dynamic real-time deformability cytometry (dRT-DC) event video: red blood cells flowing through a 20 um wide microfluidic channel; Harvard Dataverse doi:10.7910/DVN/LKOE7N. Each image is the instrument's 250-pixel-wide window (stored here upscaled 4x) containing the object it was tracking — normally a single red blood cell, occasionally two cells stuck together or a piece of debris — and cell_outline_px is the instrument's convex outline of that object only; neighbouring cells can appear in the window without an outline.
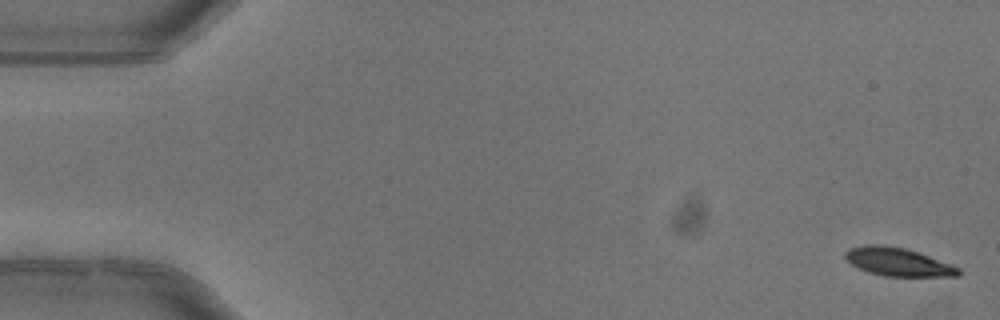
{"species": "common noctule bat (a hibernating species)", "species_latin": "Nyctalus noctula", "temperature_condition": "warm", "stored_images_in_passage": 4, "camera_frame_rate_fps": 3000, "um_per_image_px": 0.085, "animal": {"sex": "female"}, "frame": {"image": 1, "passage_image": 1, "time_ms": 0.0, "image_size_px": [1000, 320], "cell_outline_px": [[960, 276], [884, 276], [868, 272], [852, 264], [844, 256], [844, 252], [848, 248], [864, 244], [884, 244], [904, 248], [928, 256], [960, 268]], "centroid_in_image_um": [76.28, 22.25], "position_along_channel_um": 8.7, "area_um2": 18.5}}
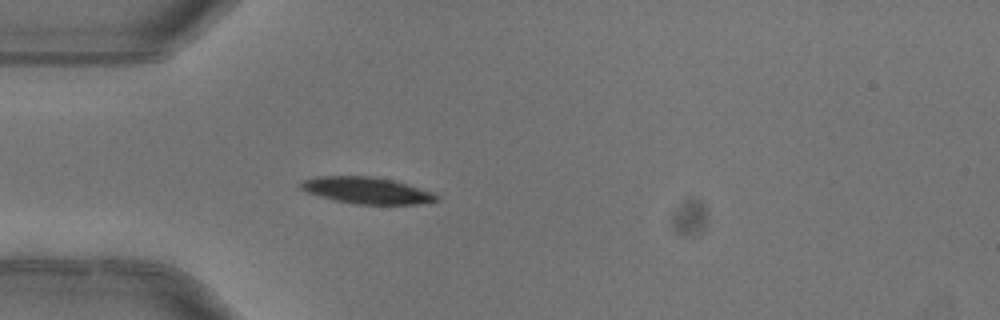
{"frame": {"image": 2, "passage_image": 4, "time_ms": 1.0, "image_size_px": [1000, 320], "cell_outline_px": [[440, 200], [416, 204], [352, 204], [320, 196], [308, 192], [300, 188], [300, 184], [304, 180], [316, 176], [372, 176], [392, 180], [432, 192], [440, 196]], "centroid_in_image_um": [31.18, 16.19], "position_along_channel_um": 53.8, "area_um2": 20.81}}